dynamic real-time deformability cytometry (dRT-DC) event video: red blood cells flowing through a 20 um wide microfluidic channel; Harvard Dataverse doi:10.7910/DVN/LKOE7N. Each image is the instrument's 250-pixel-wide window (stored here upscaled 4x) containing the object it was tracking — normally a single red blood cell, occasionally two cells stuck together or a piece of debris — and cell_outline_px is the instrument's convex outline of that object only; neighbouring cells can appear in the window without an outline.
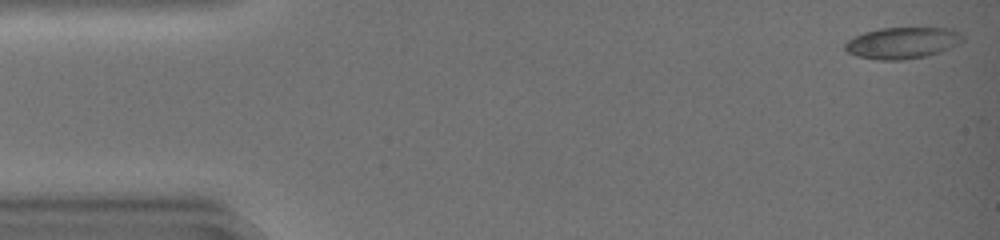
{"species": "common noctule bat (a hibernating species)", "species_latin": "Nyctalus noctula", "temperature_condition": "warm", "stored_images_in_passage": 45, "camera_frame_rate_fps": 3000, "um_per_image_px": 0.085, "animal": {"sex": "female", "body_mass_g": 19.0, "forearm_length_mm": 51.5}, "frame": {"image": 1, "passage_image": 1, "time_ms": 0.0, "image_size_px": [1000, 240], "cell_outline_px": [[964, 40], [960, 44], [940, 52], [924, 56], [904, 60], [880, 60], [856, 56], [848, 52], [844, 48], [844, 44], [848, 40], [864, 32], [880, 28], [952, 28], [964, 36]], "centroid_in_image_um": [76.73, 3.65], "position_along_channel_um": 8.3, "area_um2": 21.62}}
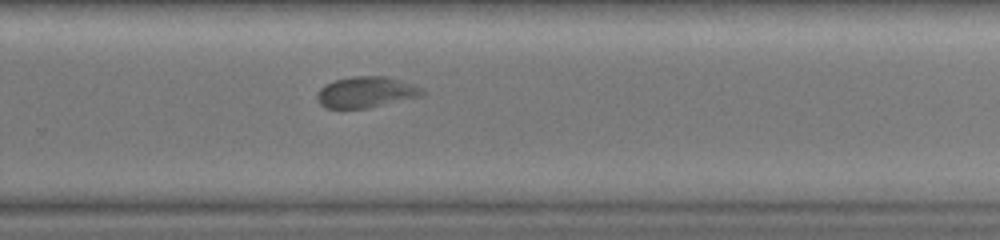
{"frame": {"image": 2, "passage_image": 31, "time_ms": 10.0, "image_size_px": [1000, 240], "cell_outline_px": [[428, 92], [424, 96], [368, 108], [324, 108], [316, 100], [316, 92], [324, 84], [332, 80], [352, 76], [388, 76], [424, 88]], "centroid_in_image_um": [31.13, 7.83], "position_along_channel_um": 298.7, "area_um2": 19.54}}
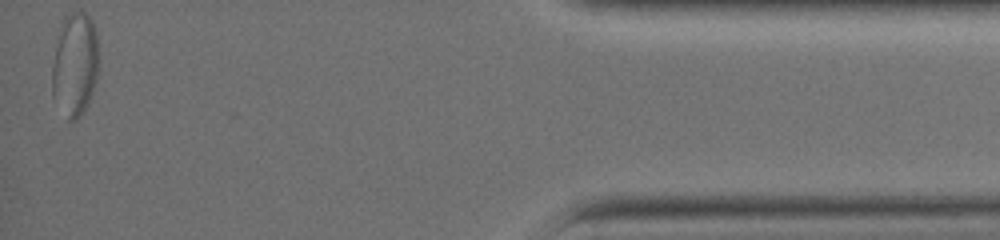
{"frame": {"image": 3, "passage_image": 45, "time_ms": 14.667, "image_size_px": [1000, 240], "cell_outline_px": [[96, 80], [88, 104], [80, 116], [76, 120], [68, 120], [52, 96], [52, 64], [60, 24], [72, 12], [84, 12], [92, 20], [96, 32]], "centroid_in_image_um": [6.34, 5.5], "position_along_channel_um": 428.9, "area_um2": 27.69}}